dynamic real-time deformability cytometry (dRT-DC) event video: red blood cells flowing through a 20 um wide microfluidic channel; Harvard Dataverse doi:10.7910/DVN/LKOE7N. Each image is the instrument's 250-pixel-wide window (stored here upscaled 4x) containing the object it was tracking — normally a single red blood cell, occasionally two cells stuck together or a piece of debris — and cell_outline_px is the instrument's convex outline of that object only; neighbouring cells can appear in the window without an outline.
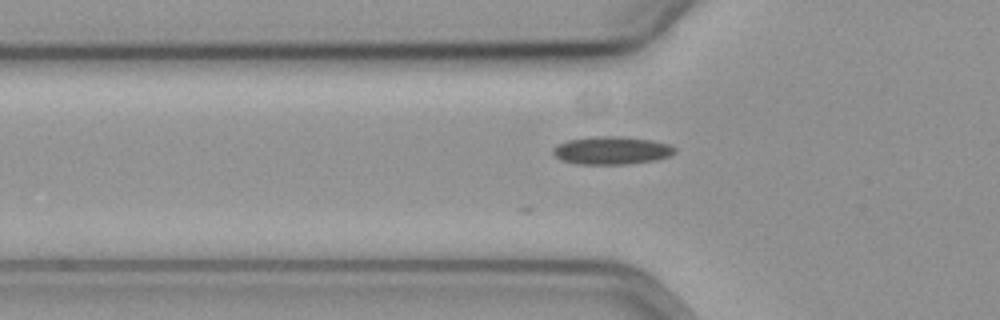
{"species": "common noctule bat (a hibernating species)", "species_latin": "Nyctalus noctula", "temperature_condition": "cold", "stored_images_in_passage": 32, "camera_frame_rate_fps": 3000, "um_per_image_px": 0.085, "animal": {"sex": "female", "body_mass_g": 19.3, "forearm_length_mm": 54.1}, "frame": {"image": 1, "passage_image": 4, "time_ms": 1.0, "image_size_px": [1000, 320], "cell_outline_px": [[676, 152], [668, 156], [656, 160], [628, 164], [580, 164], [564, 160], [556, 156], [552, 152], [552, 148], [556, 144], [568, 140], [596, 136], [620, 136], [652, 140], [668, 144], [676, 148]], "centroid_in_image_um": [52.0, 12.78], "position_along_channel_um": 73.8, "area_um2": 19.77}}
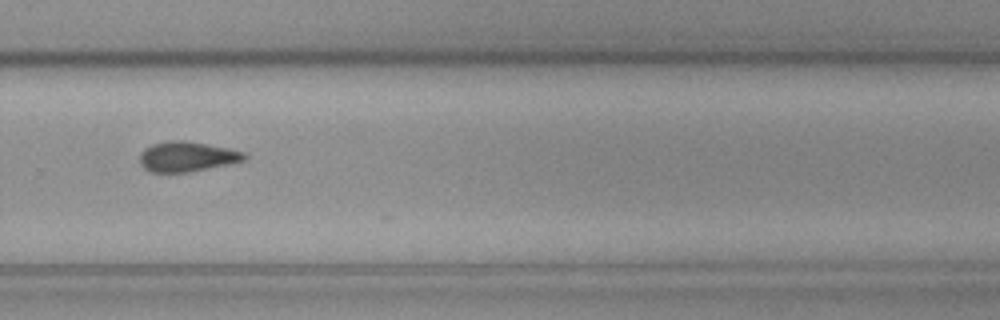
{"frame": {"image": 2, "passage_image": 24, "time_ms": 7.667, "image_size_px": [1000, 320], "cell_outline_px": [[248, 156], [244, 160], [228, 164], [188, 172], [152, 172], [144, 168], [140, 164], [140, 152], [144, 148], [152, 144], [172, 140], [188, 140], [228, 148], [244, 152]], "centroid_in_image_um": [15.88, 13.3], "position_along_channel_um": 313.9, "area_um2": 18.32}}
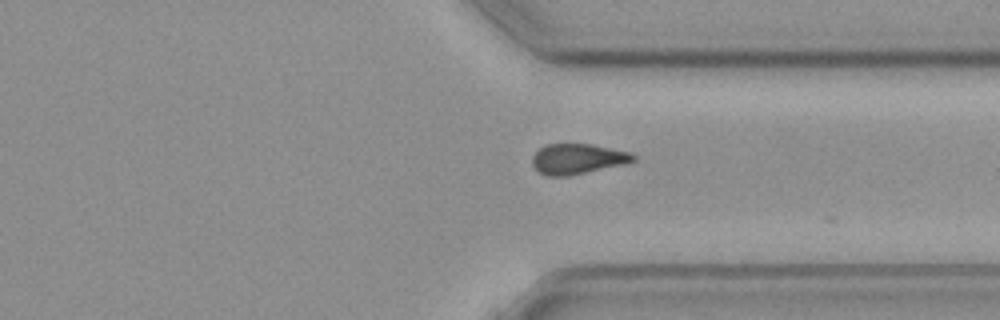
{"frame": {"image": 3, "passage_image": 28, "time_ms": 9.0, "image_size_px": [1000, 320], "cell_outline_px": [[636, 160], [624, 164], [568, 176], [544, 176], [532, 164], [532, 156], [544, 144], [592, 144], [632, 152], [636, 156]], "centroid_in_image_um": [49.11, 13.5], "position_along_channel_um": 362.3, "area_um2": 17.92}, "authors_computed_cell_mechanics": {"area_um2": 18.207, "velocity_mm_per_s": 3.5984, "shape_relaxation_time_tau1_ms": null, "shape_relaxation_time_tau2_ms": 10.442, "deformation_change_tau1": null, "deformation_change_tau2": 0.1768}}